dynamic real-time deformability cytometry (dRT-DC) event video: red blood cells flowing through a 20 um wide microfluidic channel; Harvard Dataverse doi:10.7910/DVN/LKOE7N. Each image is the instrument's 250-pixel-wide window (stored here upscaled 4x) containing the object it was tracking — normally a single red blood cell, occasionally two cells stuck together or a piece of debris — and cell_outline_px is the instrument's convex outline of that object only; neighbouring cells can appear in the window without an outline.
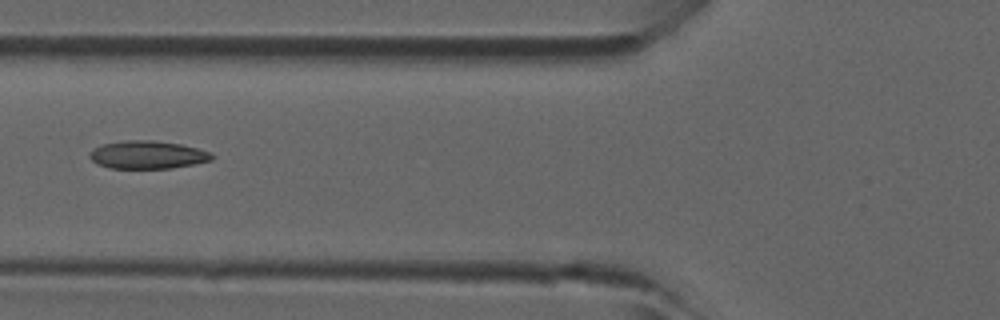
{"species": "common noctule bat (a hibernating species)", "species_latin": "Nyctalus noctula", "temperature_condition": "room temperature", "stored_images_in_passage": 5, "camera_frame_rate_fps": 3000, "um_per_image_px": 0.085, "animal": {"sex": "male", "forearm_length_mm": 52.5}, "frame": {"image": 1, "passage_image": 5, "time_ms": 1.333, "image_size_px": [1000, 320], "cell_outline_px": [[216, 156], [212, 160], [196, 164], [172, 168], [108, 168], [96, 164], [88, 156], [92, 148], [100, 144], [124, 140], [152, 140], [180, 144], [212, 152]], "centroid_in_image_um": [12.53, 13.16], "position_along_channel_um": 113.3, "area_um2": 20.23}}